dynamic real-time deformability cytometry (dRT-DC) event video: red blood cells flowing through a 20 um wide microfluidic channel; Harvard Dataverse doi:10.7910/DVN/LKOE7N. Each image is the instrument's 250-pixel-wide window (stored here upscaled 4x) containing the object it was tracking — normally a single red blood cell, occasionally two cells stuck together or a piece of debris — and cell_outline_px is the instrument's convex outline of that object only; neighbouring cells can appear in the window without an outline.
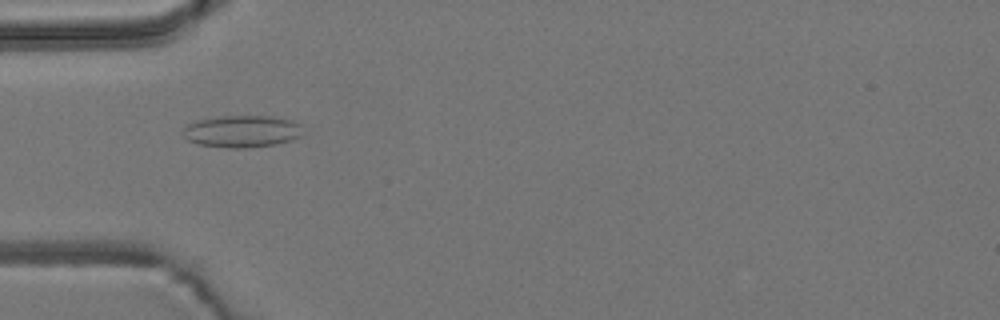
{"species": "common noctule bat (a hibernating species)", "species_latin": "Nyctalus noctula", "temperature_condition": "room temperature", "stored_images_in_passage": 4, "camera_frame_rate_fps": 3000, "um_per_image_px": 0.085, "animal": {"sex": "male", "body_mass_g": 19.2, "forearm_length_mm": 51.8}, "frame": {"image": 1, "passage_image": 2, "time_ms": 1.0, "image_size_px": [1000, 320], "cell_outline_px": [[300, 136], [276, 144], [244, 148], [228, 148], [196, 144], [188, 140], [180, 132], [188, 124], [196, 120], [220, 116], [272, 116], [292, 120], [300, 124]], "centroid_in_image_um": [20.5, 11.16], "position_along_channel_um": 64.5, "area_um2": 22.37}}
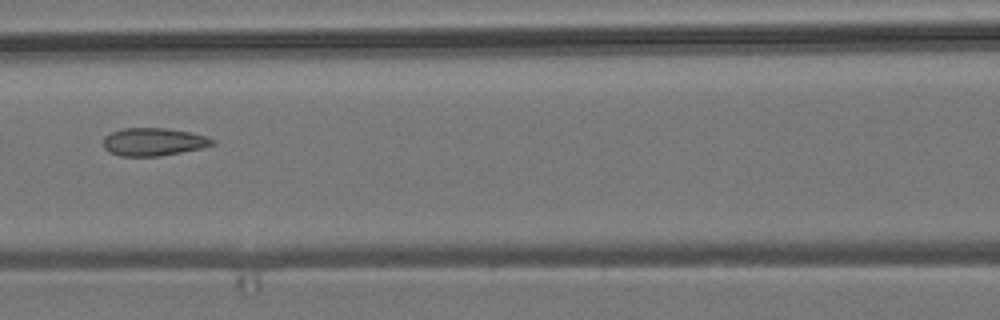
{"frame": {"image": 2, "passage_image": 4, "time_ms": 3.333, "image_size_px": [1000, 320], "cell_outline_px": [[216, 144], [200, 148], [160, 156], [120, 156], [108, 152], [104, 148], [104, 136], [112, 132], [124, 128], [164, 128], [188, 132], [204, 136], [216, 140]], "centroid_in_image_um": [13.02, 12.06], "position_along_channel_um": 153.6, "area_um2": 17.57}}